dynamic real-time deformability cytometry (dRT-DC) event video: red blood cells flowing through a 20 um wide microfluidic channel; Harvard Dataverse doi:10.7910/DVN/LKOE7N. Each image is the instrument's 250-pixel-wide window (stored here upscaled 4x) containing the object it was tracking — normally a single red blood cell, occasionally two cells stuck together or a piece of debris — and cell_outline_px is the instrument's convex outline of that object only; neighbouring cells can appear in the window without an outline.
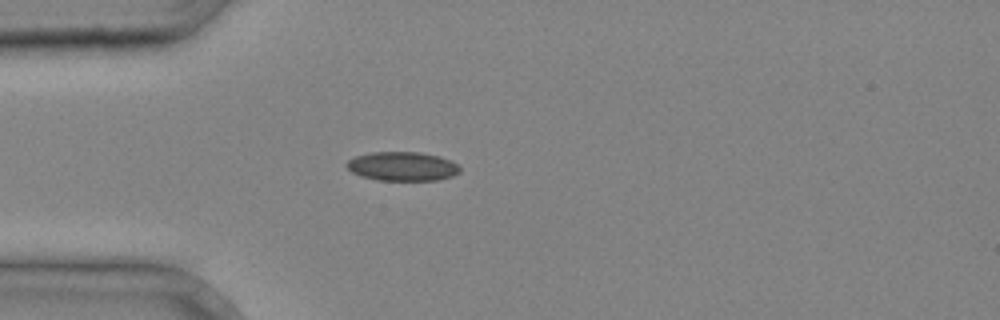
{"species": "common noctule bat (a hibernating species)", "species_latin": "Nyctalus noctula", "temperature_condition": "cold", "stored_images_in_passage": 2, "camera_frame_rate_fps": 3000, "um_per_image_px": 0.085, "animal": {"sex": "male", "body_mass_g": 20.4}, "frame": {"image": 1, "passage_image": 2, "time_ms": 0.333, "image_size_px": [1000, 320], "cell_outline_px": [[460, 172], [452, 176], [436, 180], [380, 180], [360, 176], [352, 172], [344, 164], [348, 160], [356, 156], [372, 152], [420, 152], [440, 156], [452, 160], [460, 168]], "centroid_in_image_um": [34.21, 14.13], "position_along_channel_um": 50.8, "area_um2": 19.19}}